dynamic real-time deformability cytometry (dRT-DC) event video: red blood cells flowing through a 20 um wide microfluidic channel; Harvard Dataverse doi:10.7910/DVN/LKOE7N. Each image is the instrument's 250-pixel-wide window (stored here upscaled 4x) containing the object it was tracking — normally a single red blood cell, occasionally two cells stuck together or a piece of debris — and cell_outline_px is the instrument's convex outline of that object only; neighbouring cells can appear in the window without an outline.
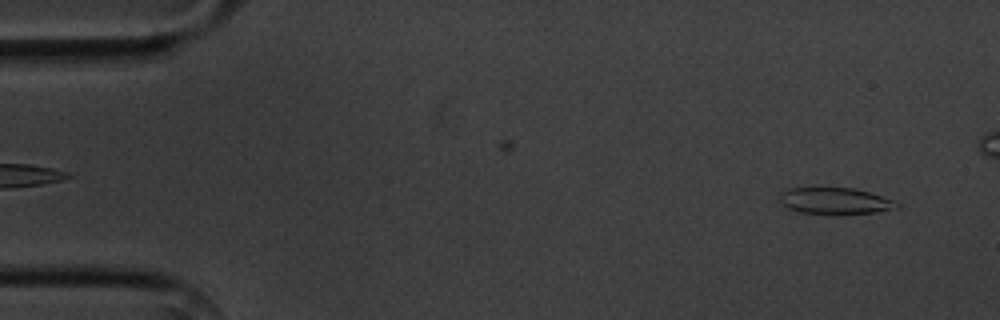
{"species": "common noctule bat (a hibernating species)", "species_latin": "Nyctalus noctula", "temperature_condition": "cold", "stored_images_in_passage": 5, "segment_of_instrument_passage": [2, 2], "camera_frame_rate_fps": 3000, "um_per_image_px": 0.085, "animal": {"sex": "male", "body_mass_g": 20.1, "forearm_length_mm": 53.5}, "frame": {"image": 1, "passage_image": 5, "time_ms": 5.667, "image_size_px": [1000, 320], "cell_outline_px": [[900, 208], [876, 212], [836, 216], [832, 216], [800, 212], [788, 208], [780, 200], [780, 192], [788, 188], [852, 188], [868, 192], [892, 200], [900, 204]], "centroid_in_image_um": [70.99, 17.11], "position_along_channel_um": 14.0, "area_um2": 18.44}}